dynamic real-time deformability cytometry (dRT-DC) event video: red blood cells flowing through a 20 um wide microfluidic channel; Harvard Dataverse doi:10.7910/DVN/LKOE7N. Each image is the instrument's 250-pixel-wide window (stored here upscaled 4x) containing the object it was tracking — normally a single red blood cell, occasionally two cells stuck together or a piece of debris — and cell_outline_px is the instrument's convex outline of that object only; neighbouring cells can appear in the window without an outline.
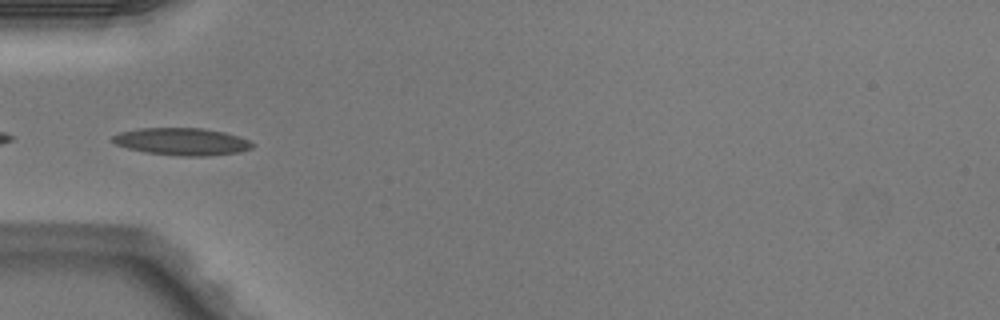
{"species": "Egyptian fruit bat (a non-hibernating species)", "species_latin": "Rousettus aegyptiacus", "temperature_condition": "warm", "stored_images_in_passage": 4, "camera_frame_rate_fps": 3000, "um_per_image_px": 0.085, "animal": {"sex": "male"}, "frame": {"image": 1, "passage_image": 4, "time_ms": 1.0, "image_size_px": [1000, 320], "cell_outline_px": [[252, 148], [236, 152], [208, 156], [180, 156], [148, 152], [128, 148], [116, 144], [112, 140], [112, 136], [120, 132], [140, 128], [204, 128], [224, 132], [248, 140], [252, 144]], "centroid_in_image_um": [15.44, 12.03], "position_along_channel_um": 69.6, "area_um2": 21.91}}